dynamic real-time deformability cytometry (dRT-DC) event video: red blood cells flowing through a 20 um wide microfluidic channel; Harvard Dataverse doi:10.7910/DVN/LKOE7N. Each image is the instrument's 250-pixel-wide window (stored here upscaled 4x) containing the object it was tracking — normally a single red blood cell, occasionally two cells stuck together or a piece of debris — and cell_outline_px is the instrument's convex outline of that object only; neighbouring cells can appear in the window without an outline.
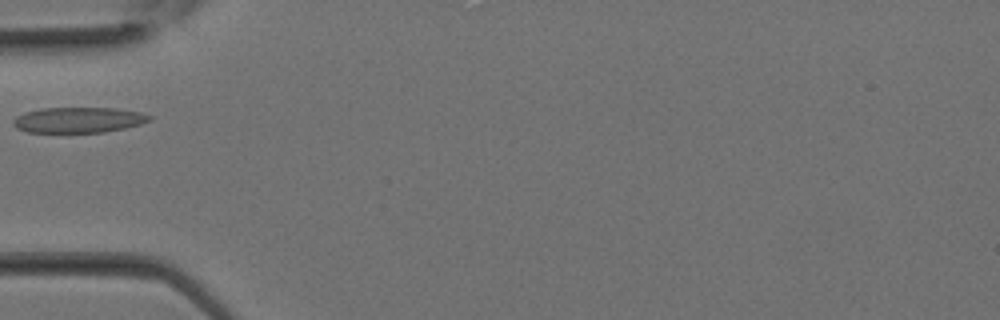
{"species": "Egyptian fruit bat (a non-hibernating species)", "species_latin": "Rousettus aegyptiacus", "temperature_condition": "room temperature", "stored_images_in_passage": 2, "camera_frame_rate_fps": 3000, "um_per_image_px": 0.085, "animal": {"sex": "female"}, "frame": {"image": 1, "passage_image": 1, "time_ms": 0.0, "image_size_px": [1000, 320], "cell_outline_px": [[152, 120], [140, 124], [124, 128], [104, 132], [28, 132], [16, 128], [12, 124], [12, 120], [16, 116], [24, 112], [40, 108], [116, 108], [140, 112], [152, 116]], "centroid_in_image_um": [6.65, 10.19], "position_along_channel_um": 78.3, "area_um2": 20.35}}